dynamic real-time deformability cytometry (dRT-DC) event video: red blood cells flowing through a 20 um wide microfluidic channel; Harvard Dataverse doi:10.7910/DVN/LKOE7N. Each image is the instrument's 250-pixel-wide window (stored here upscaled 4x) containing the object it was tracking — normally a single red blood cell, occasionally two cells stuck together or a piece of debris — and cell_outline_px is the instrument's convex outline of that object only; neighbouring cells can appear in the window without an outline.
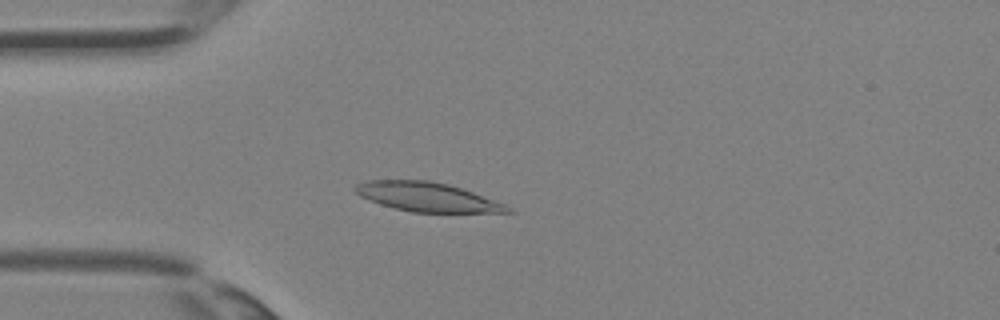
{"species": "Egyptian fruit bat (a non-hibernating species)", "species_latin": "Rousettus aegyptiacus", "temperature_condition": "room temperature", "stored_images_in_passage": 35, "camera_frame_rate_fps": 3000, "um_per_image_px": 0.085, "animal": {"sex": "female"}, "frame": {"image": 1, "passage_image": 9, "time_ms": 2.667, "image_size_px": [1000, 320], "cell_outline_px": [[516, 212], [412, 212], [380, 204], [368, 200], [360, 196], [352, 188], [356, 184], [364, 180], [428, 180], [448, 184], [472, 192], [504, 204]], "centroid_in_image_um": [36.24, 16.73], "position_along_channel_um": 48.8, "area_um2": 25.61}}
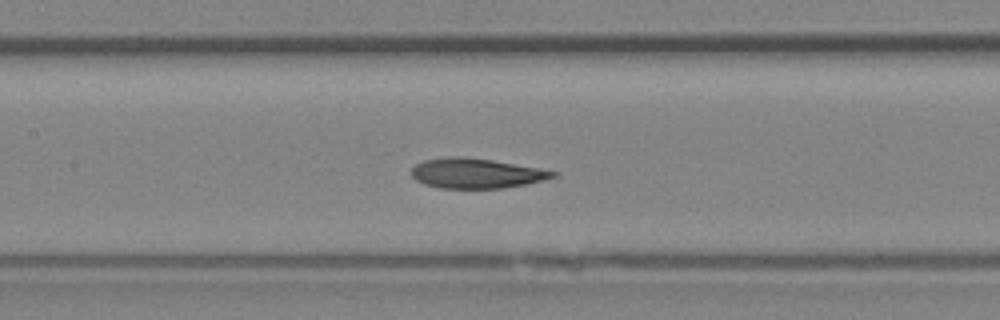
{"frame": {"image": 2, "passage_image": 16, "time_ms": 5.0, "image_size_px": [1000, 320], "cell_outline_px": [[556, 176], [544, 180], [504, 188], [440, 188], [424, 184], [416, 180], [412, 176], [412, 168], [416, 164], [424, 160], [452, 156], [464, 156], [492, 160], [536, 168], [556, 172]], "centroid_in_image_um": [40.43, 14.73], "position_along_channel_um": 167.0, "area_um2": 24.39}}
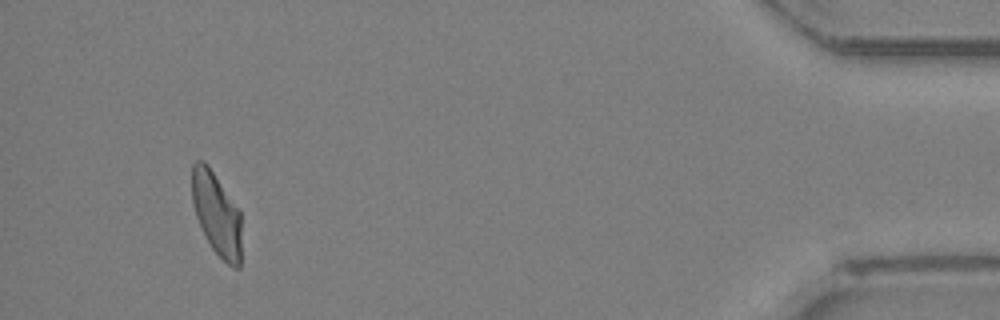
{"frame": {"image": 3, "passage_image": 33, "time_ms": 10.667, "image_size_px": [1000, 320], "cell_outline_px": [[240, 268], [236, 268], [228, 264], [212, 248], [196, 216], [192, 200], [192, 164], [196, 160], [204, 160], [208, 164], [240, 212]], "centroid_in_image_um": [18.39, 18.14], "position_along_channel_um": 416.8, "area_um2": 23.47}}